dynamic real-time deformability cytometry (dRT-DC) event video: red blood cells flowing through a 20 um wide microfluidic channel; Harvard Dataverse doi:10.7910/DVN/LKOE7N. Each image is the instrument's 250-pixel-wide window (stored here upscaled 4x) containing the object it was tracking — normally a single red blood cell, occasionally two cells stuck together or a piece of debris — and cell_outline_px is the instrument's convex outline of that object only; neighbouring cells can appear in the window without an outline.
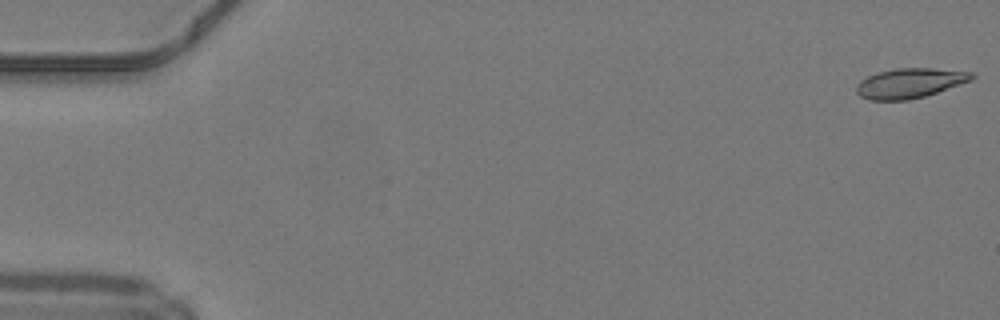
{"species": "common noctule bat (a hibernating species)", "species_latin": "Nyctalus noctula", "temperature_condition": "warm", "stored_images_in_passage": 12, "camera_frame_rate_fps": 3000, "um_per_image_px": 0.085, "animal": {"sex": "male", "body_mass_g": 19.2, "forearm_length_mm": 51.8}, "frame": {"image": 1, "passage_image": 1, "time_ms": 0.0, "image_size_px": [1000, 320], "cell_outline_px": [[976, 76], [972, 80], [924, 96], [908, 100], [872, 100], [860, 96], [856, 92], [856, 84], [860, 80], [876, 72], [896, 68], [932, 68], [972, 72]], "centroid_in_image_um": [77.31, 7.06], "position_along_channel_um": 7.7, "area_um2": 20.0}}